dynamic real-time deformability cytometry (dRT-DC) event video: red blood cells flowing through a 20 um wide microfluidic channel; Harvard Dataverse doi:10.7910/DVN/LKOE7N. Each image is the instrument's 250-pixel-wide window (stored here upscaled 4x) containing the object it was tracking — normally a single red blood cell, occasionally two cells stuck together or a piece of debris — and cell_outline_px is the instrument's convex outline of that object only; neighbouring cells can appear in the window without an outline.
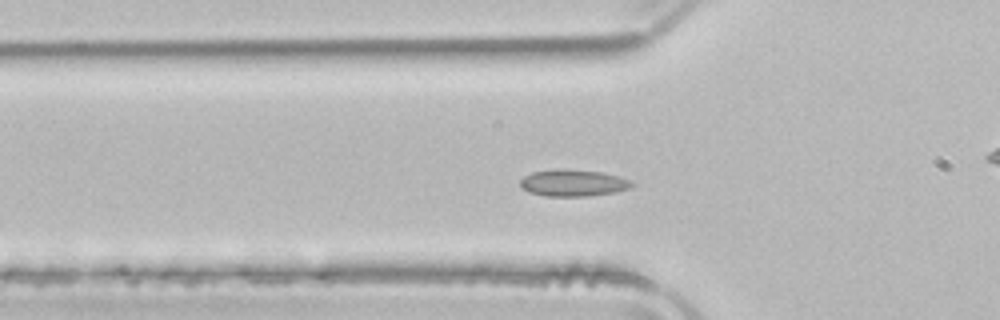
{"species": "common noctule bat (a hibernating species)", "species_latin": "Nyctalus noctula", "temperature_condition": "room temperature", "stored_images_in_passage": 51, "camera_frame_rate_fps": 3000, "um_per_image_px": 0.085, "animal": {"sex": "male", "body_mass_g": 21.5, "forearm_length_mm": 52.0}, "frame": {"image": 1, "passage_image": 15, "time_ms": 4.667, "image_size_px": [1000, 320], "cell_outline_px": [[636, 184], [628, 188], [616, 192], [588, 196], [544, 196], [528, 192], [520, 188], [520, 180], [524, 176], [532, 172], [600, 172], [632, 180]], "centroid_in_image_um": [48.73, 15.61], "position_along_channel_um": 77.1, "area_um2": 16.53}}
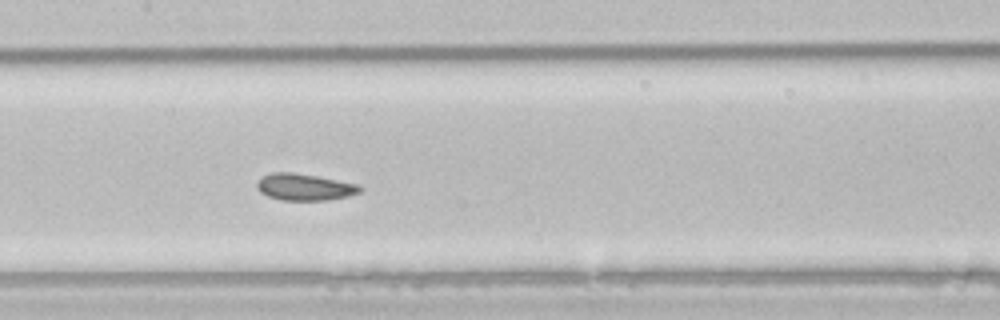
{"frame": {"image": 2, "passage_image": 23, "time_ms": 7.333, "image_size_px": [1000, 320], "cell_outline_px": [[364, 188], [360, 192], [348, 196], [328, 200], [280, 200], [268, 196], [260, 192], [256, 188], [256, 184], [264, 176], [272, 172], [292, 172], [316, 176], [360, 184]], "centroid_in_image_um": [25.92, 15.9], "position_along_channel_um": 181.5, "area_um2": 16.07}}
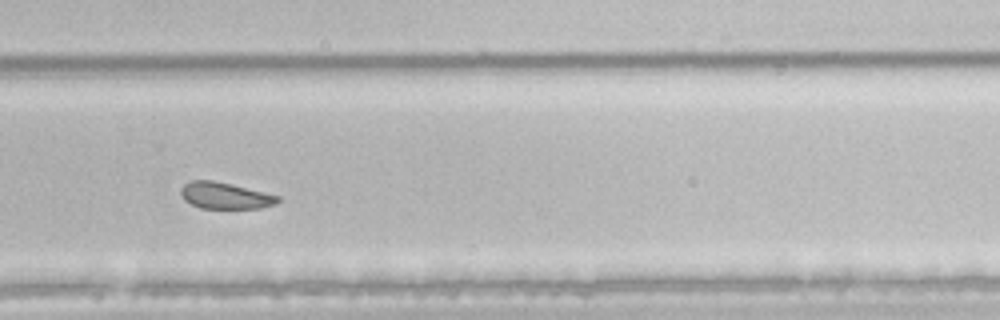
{"frame": {"image": 3, "passage_image": 33, "time_ms": 10.667, "image_size_px": [1000, 320], "cell_outline_px": [[280, 200], [276, 204], [260, 208], [200, 208], [184, 200], [180, 192], [180, 188], [184, 184], [192, 180], [212, 180], [232, 184], [280, 196]], "centroid_in_image_um": [19.13, 16.62], "position_along_channel_um": 310.7, "area_um2": 14.97}, "authors_computed_cell_mechanics": {"area_um2": 17.1088, "velocity_mm_per_s": 3.893, "shape_relaxation_time_tau1_ms": 4.6221, "shape_relaxation_time_tau2_ms": 3.4273, "deformation_change_tau1": 0.0729, "deformation_change_tau2": 0.0685}}